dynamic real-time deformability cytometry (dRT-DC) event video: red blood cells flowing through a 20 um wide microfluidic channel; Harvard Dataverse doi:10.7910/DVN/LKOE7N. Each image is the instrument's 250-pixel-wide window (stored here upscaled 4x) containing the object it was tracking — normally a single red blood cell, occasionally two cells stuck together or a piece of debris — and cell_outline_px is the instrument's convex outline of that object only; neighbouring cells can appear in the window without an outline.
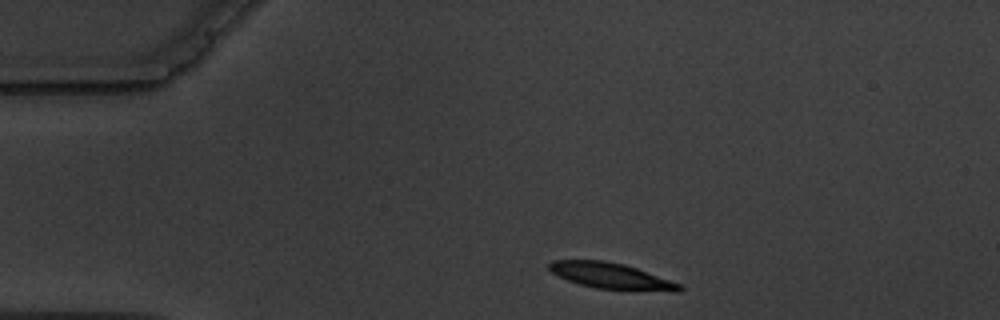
{"species": "common noctule bat (a hibernating species)", "species_latin": "Nyctalus noctula", "temperature_condition": "warm", "stored_images_in_passage": 5, "camera_frame_rate_fps": 3000, "um_per_image_px": 0.085, "animal": {"sex": "male", "body_mass_g": 19.5, "forearm_length_mm": 54.6}, "frame": {"image": 1, "passage_image": 1, "time_ms": 0.0, "image_size_px": [1000, 320], "cell_outline_px": [[684, 288], [680, 292], [672, 292], [596, 288], [580, 284], [568, 280], [552, 272], [548, 268], [548, 264], [552, 260], [604, 260], [624, 264], [636, 268], [680, 284]], "centroid_in_image_um": [51.96, 23.45], "position_along_channel_um": 33.0, "area_um2": 19.54}}
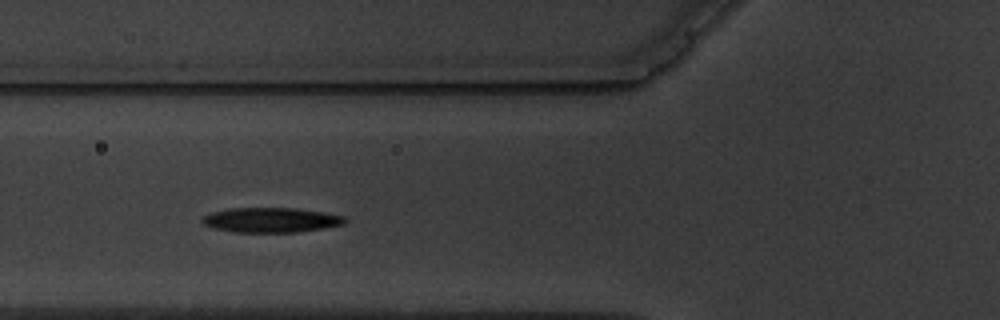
{"frame": {"image": 2, "passage_image": 4, "time_ms": 3.333, "image_size_px": [1000, 320], "cell_outline_px": [[348, 220], [344, 224], [324, 228], [296, 232], [232, 232], [212, 228], [204, 224], [200, 220], [204, 216], [212, 212], [228, 208], [296, 208], [324, 212], [344, 216]], "centroid_in_image_um": [23.03, 18.7], "position_along_channel_um": 102.8, "area_um2": 20.75}}
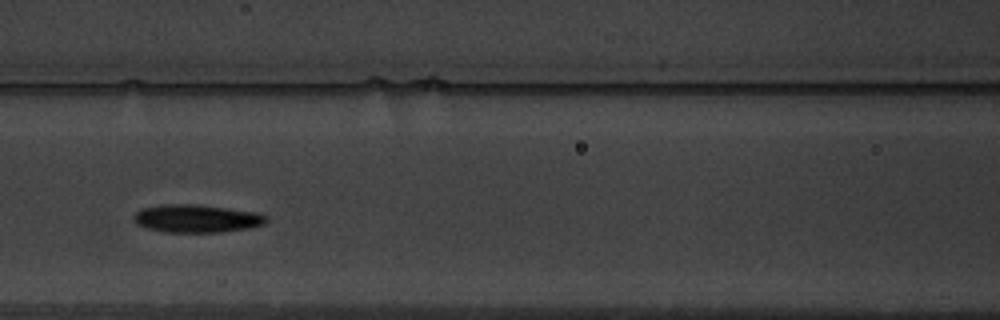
{"frame": {"image": 3, "passage_image": 5, "time_ms": 4.667, "image_size_px": [1000, 320], "cell_outline_px": [[268, 220], [264, 224], [248, 228], [224, 232], [164, 232], [144, 228], [136, 224], [132, 220], [132, 216], [140, 208], [160, 204], [196, 204], [260, 212], [268, 216]], "centroid_in_image_um": [16.69, 18.57], "position_along_channel_um": 149.9, "area_um2": 22.08}}